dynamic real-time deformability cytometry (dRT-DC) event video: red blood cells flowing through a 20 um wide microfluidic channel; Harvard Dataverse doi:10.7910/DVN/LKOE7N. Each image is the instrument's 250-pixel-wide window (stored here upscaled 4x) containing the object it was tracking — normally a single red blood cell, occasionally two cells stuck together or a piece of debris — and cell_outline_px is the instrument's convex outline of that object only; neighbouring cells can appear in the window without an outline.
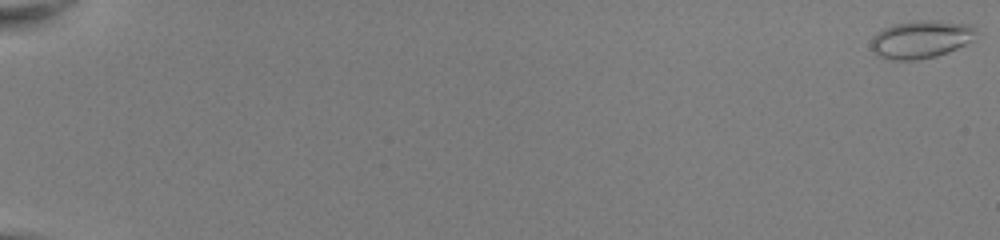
{"species": "common noctule bat (a hibernating species)", "species_latin": "Nyctalus noctula", "temperature_condition": "room temperature", "stored_images_in_passage": 18, "camera_frame_rate_fps": 3000, "um_per_image_px": 0.085, "animal": {"sex": "female", "body_mass_g": 22.0, "forearm_length_mm": 56.7}, "frame": {"image": 1, "passage_image": 1, "time_ms": 0.0, "image_size_px": [1000, 240], "cell_outline_px": [[976, 32], [972, 40], [956, 48], [936, 56], [916, 60], [888, 60], [876, 56], [872, 52], [872, 36], [884, 28], [896, 24], [916, 20], [932, 20], [972, 24], [976, 28]], "centroid_in_image_um": [78.25, 3.35], "position_along_channel_um": 6.7, "area_um2": 23.12}}